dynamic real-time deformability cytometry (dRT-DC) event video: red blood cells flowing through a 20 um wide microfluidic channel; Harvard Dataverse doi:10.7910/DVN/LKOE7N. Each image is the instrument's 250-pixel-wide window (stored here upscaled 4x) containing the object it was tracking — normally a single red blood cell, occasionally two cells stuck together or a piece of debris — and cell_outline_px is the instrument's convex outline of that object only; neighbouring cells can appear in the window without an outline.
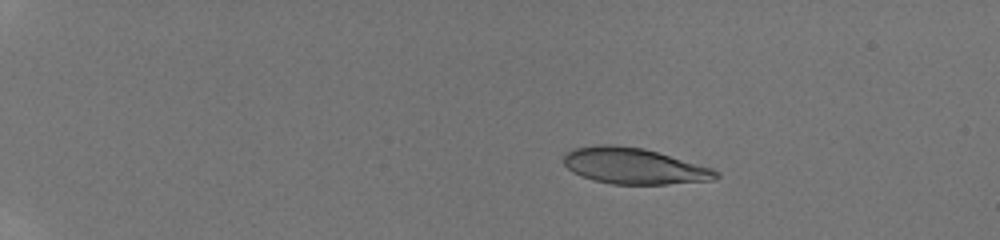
{"species": "human", "species_latin": "Homo sapiens", "temperature_condition": "room temperature", "stored_images_in_passage": 10, "camera_frame_rate_fps": 3000, "um_per_image_px": 0.085, "donor": {"sex": "male"}, "frame": {"image": 1, "passage_image": 3, "time_ms": 2.333, "image_size_px": [1000, 240], "cell_outline_px": [[720, 176], [712, 180], [668, 184], [612, 184], [596, 180], [572, 172], [564, 164], [564, 152], [572, 148], [596, 144], [616, 144], [644, 148], [712, 168], [720, 172]], "centroid_in_image_um": [53.87, 14.09], "position_along_channel_um": 31.1, "area_um2": 32.08}}
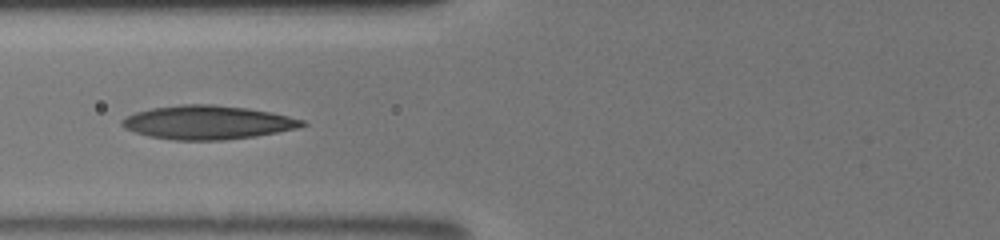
{"frame": {"image": 2, "passage_image": 8, "time_ms": 7.0, "image_size_px": [1000, 240], "cell_outline_px": [[308, 124], [296, 128], [256, 136], [224, 140], [172, 140], [148, 136], [124, 128], [120, 124], [120, 120], [124, 116], [136, 112], [152, 108], [180, 104], [216, 104], [248, 108], [288, 116], [304, 120]], "centroid_in_image_um": [17.6, 10.4], "position_along_channel_um": 108.2, "area_um2": 35.49}}
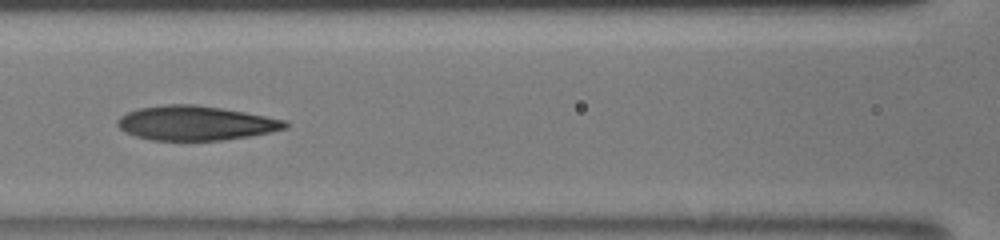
{"frame": {"image": 3, "passage_image": 9, "time_ms": 8.0, "image_size_px": [1000, 240], "cell_outline_px": [[288, 128], [248, 136], [224, 140], [152, 140], [136, 136], [124, 132], [116, 124], [116, 120], [120, 116], [128, 112], [140, 108], [164, 104], [196, 104], [244, 112], [284, 120], [288, 124]], "centroid_in_image_um": [16.58, 10.46], "position_along_channel_um": 150.0, "area_um2": 33.41}}